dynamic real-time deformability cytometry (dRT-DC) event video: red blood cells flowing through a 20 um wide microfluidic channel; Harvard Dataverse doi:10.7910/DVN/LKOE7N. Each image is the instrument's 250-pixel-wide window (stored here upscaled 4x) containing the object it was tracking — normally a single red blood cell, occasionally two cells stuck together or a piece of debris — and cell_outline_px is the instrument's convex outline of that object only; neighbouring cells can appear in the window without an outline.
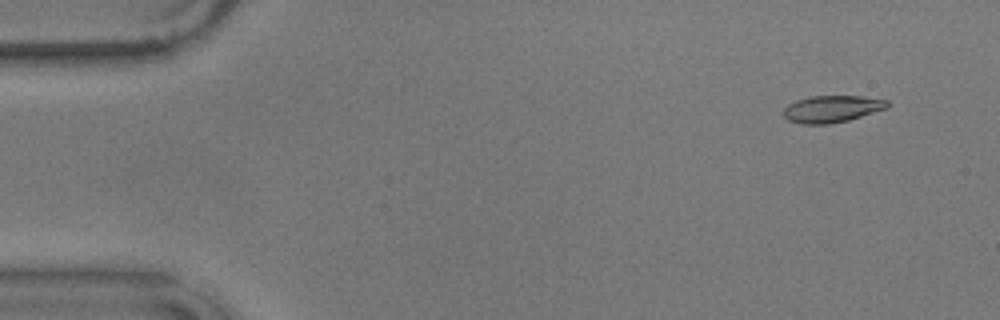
{"species": "common noctule bat (a hibernating species)", "species_latin": "Nyctalus noctula", "temperature_condition": "warm", "stored_images_in_passage": 18, "camera_frame_rate_fps": 3000, "um_per_image_px": 0.085, "animal": {"sex": "male", "body_mass_g": 17.9}, "frame": {"image": 1, "passage_image": 5, "time_ms": 1.333, "image_size_px": [1000, 320], "cell_outline_px": [[892, 104], [888, 108], [848, 120], [828, 124], [800, 124], [788, 120], [784, 116], [784, 108], [788, 104], [796, 100], [812, 96], [860, 96], [888, 100]], "centroid_in_image_um": [70.74, 9.25], "position_along_channel_um": 14.3, "area_um2": 16.36}}
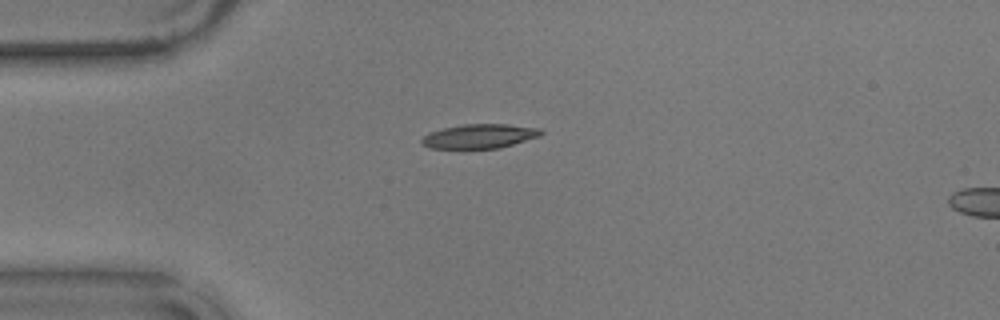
{"frame": {"image": 2, "passage_image": 15, "time_ms": 4.667, "image_size_px": [1000, 320], "cell_outline_px": [[544, 132], [540, 136], [500, 148], [428, 148], [420, 144], [420, 140], [428, 132], [444, 128], [464, 124], [508, 124], [540, 128]], "centroid_in_image_um": [40.74, 11.57], "position_along_channel_um": 44.3, "area_um2": 16.94}}